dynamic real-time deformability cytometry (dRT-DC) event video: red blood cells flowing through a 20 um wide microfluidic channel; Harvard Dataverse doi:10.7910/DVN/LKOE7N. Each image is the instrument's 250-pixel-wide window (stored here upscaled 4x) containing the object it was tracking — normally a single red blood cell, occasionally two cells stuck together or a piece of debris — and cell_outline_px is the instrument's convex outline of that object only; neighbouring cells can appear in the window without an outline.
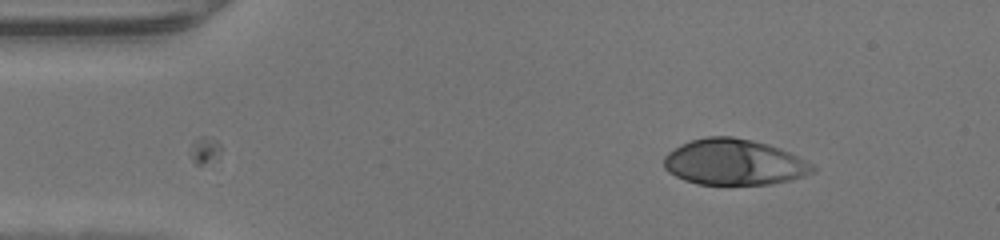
{"species": "human", "species_latin": "Homo sapiens", "temperature_condition": "warm", "stored_images_in_passage": 11, "camera_frame_rate_fps": 3000, "um_per_image_px": 0.085, "donor": {"sex": "male"}, "frame": {"image": 1, "passage_image": 11, "time_ms": 3.333, "image_size_px": [1000, 240], "cell_outline_px": [[816, 172], [792, 180], [768, 184], [696, 184], [684, 180], [668, 172], [664, 168], [664, 156], [668, 152], [692, 140], [708, 136], [732, 136], [752, 140], [768, 144], [780, 148], [812, 164], [816, 168]], "centroid_in_image_um": [62.41, 13.79], "position_along_channel_um": 22.6, "area_um2": 39.65}}